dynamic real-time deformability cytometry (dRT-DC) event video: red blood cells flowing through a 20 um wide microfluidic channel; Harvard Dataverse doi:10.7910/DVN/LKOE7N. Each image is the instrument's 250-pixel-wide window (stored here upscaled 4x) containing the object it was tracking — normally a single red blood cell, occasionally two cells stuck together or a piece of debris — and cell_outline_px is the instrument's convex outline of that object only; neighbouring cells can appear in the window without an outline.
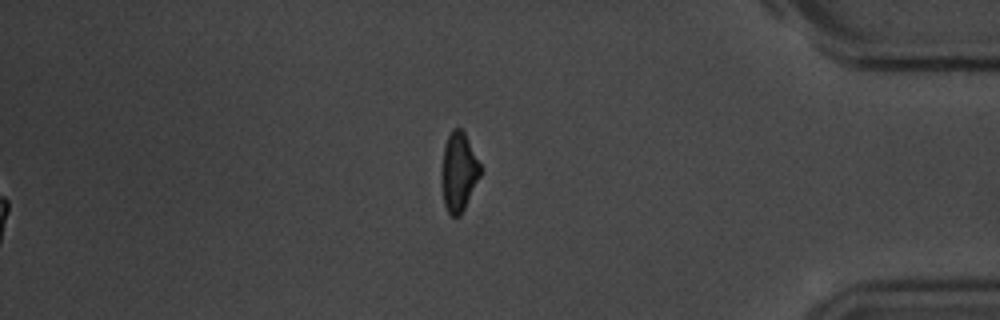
{"species": "common noctule bat (a hibernating species)", "species_latin": "Nyctalus noctula", "temperature_condition": "room temperature", "stored_images_in_passage": 16, "segment_of_instrument_passage": [2, 2], "camera_frame_rate_fps": 3000, "um_per_image_px": 0.085, "animal": {"sex": "male", "body_mass_g": 20.1, "forearm_length_mm": 53.5}, "frame": {"image": 1, "passage_image": 16, "time_ms": 18.667, "image_size_px": [1000, 320], "cell_outline_px": [[480, 176], [460, 216], [452, 216], [448, 212], [444, 204], [444, 144], [452, 128], [460, 128], [464, 132], [480, 164]], "centroid_in_image_um": [39.02, 14.59], "position_along_channel_um": 396.2, "area_um2": 16.88}}